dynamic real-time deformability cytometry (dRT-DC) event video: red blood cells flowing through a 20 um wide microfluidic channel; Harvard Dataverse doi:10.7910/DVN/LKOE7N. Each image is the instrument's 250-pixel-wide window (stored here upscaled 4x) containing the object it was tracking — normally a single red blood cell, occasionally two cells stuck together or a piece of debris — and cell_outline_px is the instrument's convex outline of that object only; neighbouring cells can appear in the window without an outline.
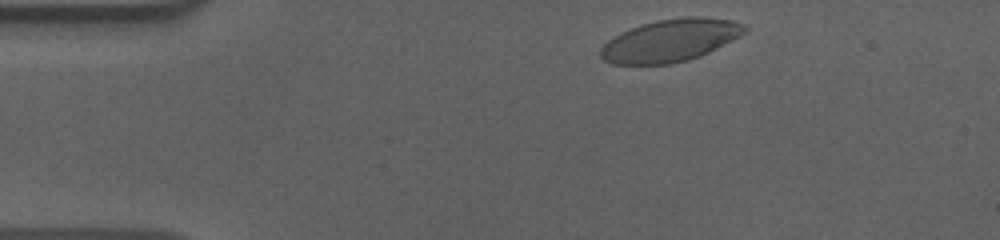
{"species": "human", "species_latin": "Homo sapiens", "temperature_condition": "cold", "stored_images_in_passage": 49, "camera_frame_rate_fps": 3000, "um_per_image_px": 0.085, "donor": {"sex": "male"}, "frame": {"image": 1, "passage_image": 2, "time_ms": 0.333, "image_size_px": [1000, 240], "cell_outline_px": [[748, 28], [740, 36], [700, 56], [688, 60], [672, 64], [612, 64], [604, 60], [600, 56], [600, 48], [608, 40], [640, 24], [656, 20], [684, 16], [700, 16], [732, 20]], "centroid_in_image_um": [56.97, 3.44], "position_along_channel_um": 28.0, "area_um2": 35.43}}
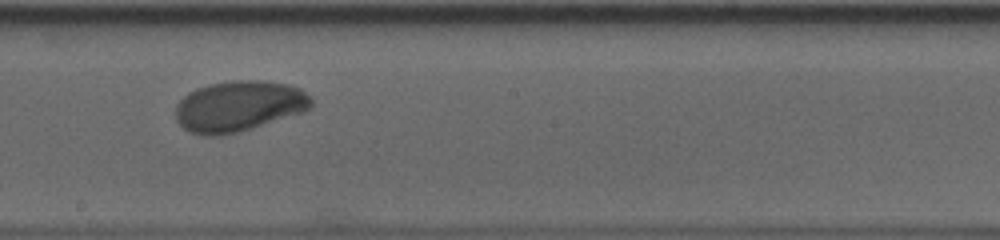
{"frame": {"image": 2, "passage_image": 24, "time_ms": 7.667, "image_size_px": [1000, 240], "cell_outline_px": [[312, 104], [304, 112], [240, 132], [220, 136], [204, 136], [192, 132], [184, 128], [176, 120], [176, 104], [188, 92], [196, 88], [208, 84], [232, 80], [264, 80], [288, 84], [300, 88], [312, 100]], "centroid_in_image_um": [20.29, 9.02], "position_along_channel_um": 227.9, "area_um2": 40.34}}
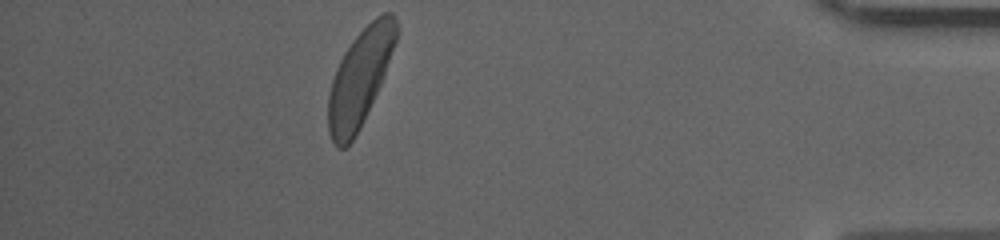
{"frame": {"image": 3, "passage_image": 43, "time_ms": 14.0, "image_size_px": [1000, 240], "cell_outline_px": [[400, 32], [380, 84], [360, 128], [352, 140], [344, 148], [336, 148], [328, 132], [328, 92], [336, 68], [344, 52], [352, 40], [376, 16], [384, 12], [392, 12], [396, 16]], "centroid_in_image_um": [30.6, 6.58], "position_along_channel_um": 404.6, "area_um2": 38.21}, "authors_computed_cell_mechanics": {"area_um2": 38.437, "velocity_mm_per_s": 3.5638, "shape_relaxation_time_tau1_ms": 1.8185, "shape_relaxation_time_tau2_ms": null, "deformation_change_tau1": 0.132, "deformation_change_tau2": null}}